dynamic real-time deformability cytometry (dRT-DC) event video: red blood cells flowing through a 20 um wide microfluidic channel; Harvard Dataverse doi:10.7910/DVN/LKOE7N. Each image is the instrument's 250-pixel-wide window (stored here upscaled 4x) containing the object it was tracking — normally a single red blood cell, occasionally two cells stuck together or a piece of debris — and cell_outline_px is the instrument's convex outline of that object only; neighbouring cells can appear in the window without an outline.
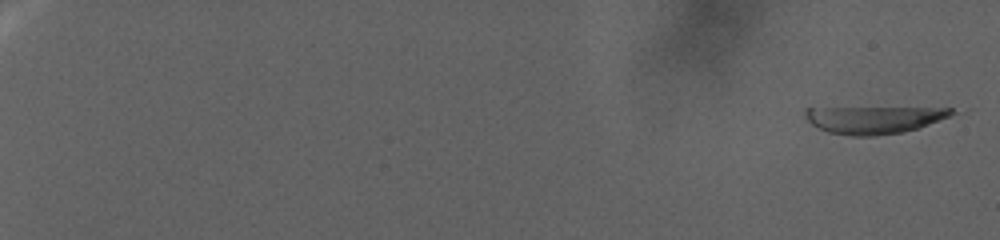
{"species": "human", "species_latin": "Homo sapiens", "temperature_condition": "warm", "stored_images_in_passage": 2, "segment_of_instrument_passage": [2, 2], "camera_frame_rate_fps": 3000, "um_per_image_px": 0.085, "donor": {"sex": "female"}, "frame": {"image": 1, "passage_image": 2, "time_ms": 0.333, "image_size_px": [1000, 240], "cell_outline_px": [[956, 112], [948, 116], [928, 124], [904, 132], [872, 136], [852, 136], [828, 132], [812, 124], [804, 116], [804, 108], [952, 108]], "centroid_in_image_um": [74.24, 10.17], "position_along_channel_um": 10.8, "area_um2": 23.06}}